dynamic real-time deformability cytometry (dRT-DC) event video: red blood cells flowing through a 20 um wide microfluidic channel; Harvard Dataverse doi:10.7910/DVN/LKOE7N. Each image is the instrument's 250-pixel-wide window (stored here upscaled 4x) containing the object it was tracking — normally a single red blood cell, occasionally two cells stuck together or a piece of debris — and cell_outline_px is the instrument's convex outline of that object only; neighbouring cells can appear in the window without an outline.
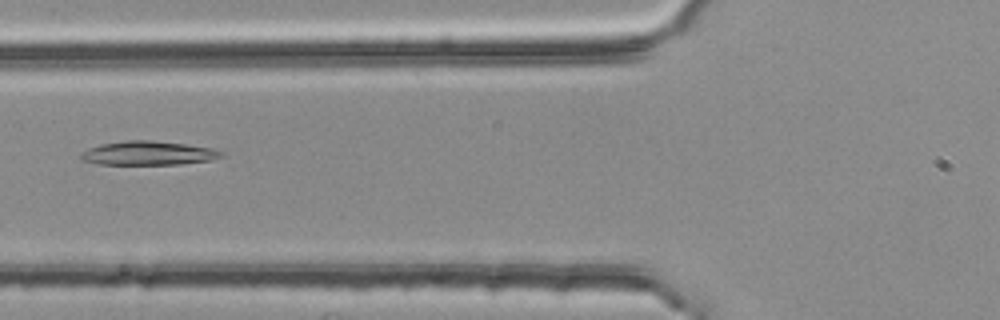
{"species": "common noctule bat (a hibernating species)", "species_latin": "Nyctalus noctula", "temperature_condition": "room temperature", "stored_images_in_passage": 6, "segment_of_instrument_passage": [2, 2], "camera_frame_rate_fps": 3000, "um_per_image_px": 0.085, "animal": {"sex": "female", "body_mass_g": 25.1}, "frame": {"image": 1, "passage_image": 6, "time_ms": 1.667, "image_size_px": [1000, 320], "cell_outline_px": [[224, 156], [212, 160], [180, 164], [100, 164], [84, 160], [80, 156], [88, 148], [100, 144], [124, 140], [152, 140], [184, 144], [212, 148], [224, 152]], "centroid_in_image_um": [12.65, 13.01], "position_along_channel_um": 113.2, "area_um2": 19.48}}